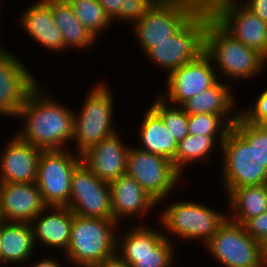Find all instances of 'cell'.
<instances>
[{
	"label": "cell",
	"instance_id": "cell-1",
	"mask_svg": "<svg viewBox=\"0 0 267 267\" xmlns=\"http://www.w3.org/2000/svg\"><path fill=\"white\" fill-rule=\"evenodd\" d=\"M39 85L30 92L17 115L23 127L15 134L42 150L69 149L73 141L74 111L42 91Z\"/></svg>",
	"mask_w": 267,
	"mask_h": 267
},
{
	"label": "cell",
	"instance_id": "cell-2",
	"mask_svg": "<svg viewBox=\"0 0 267 267\" xmlns=\"http://www.w3.org/2000/svg\"><path fill=\"white\" fill-rule=\"evenodd\" d=\"M221 182L227 196L242 186L267 184V168L256 155L255 124L240 115L220 146Z\"/></svg>",
	"mask_w": 267,
	"mask_h": 267
},
{
	"label": "cell",
	"instance_id": "cell-3",
	"mask_svg": "<svg viewBox=\"0 0 267 267\" xmlns=\"http://www.w3.org/2000/svg\"><path fill=\"white\" fill-rule=\"evenodd\" d=\"M219 77L247 81L263 74L267 59L228 33L213 17L205 30V50ZM217 65V66H216Z\"/></svg>",
	"mask_w": 267,
	"mask_h": 267
},
{
	"label": "cell",
	"instance_id": "cell-4",
	"mask_svg": "<svg viewBox=\"0 0 267 267\" xmlns=\"http://www.w3.org/2000/svg\"><path fill=\"white\" fill-rule=\"evenodd\" d=\"M118 230L119 224L113 219L74 214L65 262L73 267H93L114 255Z\"/></svg>",
	"mask_w": 267,
	"mask_h": 267
},
{
	"label": "cell",
	"instance_id": "cell-5",
	"mask_svg": "<svg viewBox=\"0 0 267 267\" xmlns=\"http://www.w3.org/2000/svg\"><path fill=\"white\" fill-rule=\"evenodd\" d=\"M165 208L158 215L165 237L172 241L174 237H180L182 241L200 240L202 246L210 241L228 218V213L192 200L173 201Z\"/></svg>",
	"mask_w": 267,
	"mask_h": 267
},
{
	"label": "cell",
	"instance_id": "cell-6",
	"mask_svg": "<svg viewBox=\"0 0 267 267\" xmlns=\"http://www.w3.org/2000/svg\"><path fill=\"white\" fill-rule=\"evenodd\" d=\"M210 9L200 8L168 40L154 44L146 53L148 61L167 76L181 66L197 59L205 50V30L212 18Z\"/></svg>",
	"mask_w": 267,
	"mask_h": 267
},
{
	"label": "cell",
	"instance_id": "cell-7",
	"mask_svg": "<svg viewBox=\"0 0 267 267\" xmlns=\"http://www.w3.org/2000/svg\"><path fill=\"white\" fill-rule=\"evenodd\" d=\"M109 89L104 80L97 82L87 92L79 113L74 112L73 141L77 154H83L93 145L119 132L113 123L116 107L114 95Z\"/></svg>",
	"mask_w": 267,
	"mask_h": 267
},
{
	"label": "cell",
	"instance_id": "cell-8",
	"mask_svg": "<svg viewBox=\"0 0 267 267\" xmlns=\"http://www.w3.org/2000/svg\"><path fill=\"white\" fill-rule=\"evenodd\" d=\"M199 9L189 0H157L146 15L132 25L139 49L145 54L154 44L168 40Z\"/></svg>",
	"mask_w": 267,
	"mask_h": 267
},
{
	"label": "cell",
	"instance_id": "cell-9",
	"mask_svg": "<svg viewBox=\"0 0 267 267\" xmlns=\"http://www.w3.org/2000/svg\"><path fill=\"white\" fill-rule=\"evenodd\" d=\"M204 247L222 267H267L262 243L254 240L244 225L228 218Z\"/></svg>",
	"mask_w": 267,
	"mask_h": 267
},
{
	"label": "cell",
	"instance_id": "cell-10",
	"mask_svg": "<svg viewBox=\"0 0 267 267\" xmlns=\"http://www.w3.org/2000/svg\"><path fill=\"white\" fill-rule=\"evenodd\" d=\"M72 149L42 150L38 162L36 184L47 206H67L70 200L71 177L82 162Z\"/></svg>",
	"mask_w": 267,
	"mask_h": 267
},
{
	"label": "cell",
	"instance_id": "cell-11",
	"mask_svg": "<svg viewBox=\"0 0 267 267\" xmlns=\"http://www.w3.org/2000/svg\"><path fill=\"white\" fill-rule=\"evenodd\" d=\"M126 173L158 203L170 196L179 180L183 179L172 161L135 146L129 147Z\"/></svg>",
	"mask_w": 267,
	"mask_h": 267
},
{
	"label": "cell",
	"instance_id": "cell-12",
	"mask_svg": "<svg viewBox=\"0 0 267 267\" xmlns=\"http://www.w3.org/2000/svg\"><path fill=\"white\" fill-rule=\"evenodd\" d=\"M213 18L235 39L255 49L267 59V23L240 0H215Z\"/></svg>",
	"mask_w": 267,
	"mask_h": 267
},
{
	"label": "cell",
	"instance_id": "cell-13",
	"mask_svg": "<svg viewBox=\"0 0 267 267\" xmlns=\"http://www.w3.org/2000/svg\"><path fill=\"white\" fill-rule=\"evenodd\" d=\"M68 207L73 214L84 217L113 219L111 190L81 162L72 173Z\"/></svg>",
	"mask_w": 267,
	"mask_h": 267
},
{
	"label": "cell",
	"instance_id": "cell-14",
	"mask_svg": "<svg viewBox=\"0 0 267 267\" xmlns=\"http://www.w3.org/2000/svg\"><path fill=\"white\" fill-rule=\"evenodd\" d=\"M213 65L211 58L202 53L197 59L166 76L165 90L159 96L170 105L182 106L219 80Z\"/></svg>",
	"mask_w": 267,
	"mask_h": 267
},
{
	"label": "cell",
	"instance_id": "cell-15",
	"mask_svg": "<svg viewBox=\"0 0 267 267\" xmlns=\"http://www.w3.org/2000/svg\"><path fill=\"white\" fill-rule=\"evenodd\" d=\"M39 84L36 76L12 51H0V117H16L30 92Z\"/></svg>",
	"mask_w": 267,
	"mask_h": 267
},
{
	"label": "cell",
	"instance_id": "cell-16",
	"mask_svg": "<svg viewBox=\"0 0 267 267\" xmlns=\"http://www.w3.org/2000/svg\"><path fill=\"white\" fill-rule=\"evenodd\" d=\"M113 220L118 224L140 217L146 218L159 203L127 173L109 183ZM135 216V217H134ZM146 216V217H145ZM122 219V220H121Z\"/></svg>",
	"mask_w": 267,
	"mask_h": 267
},
{
	"label": "cell",
	"instance_id": "cell-17",
	"mask_svg": "<svg viewBox=\"0 0 267 267\" xmlns=\"http://www.w3.org/2000/svg\"><path fill=\"white\" fill-rule=\"evenodd\" d=\"M10 138L0 153V183H35L42 149Z\"/></svg>",
	"mask_w": 267,
	"mask_h": 267
},
{
	"label": "cell",
	"instance_id": "cell-18",
	"mask_svg": "<svg viewBox=\"0 0 267 267\" xmlns=\"http://www.w3.org/2000/svg\"><path fill=\"white\" fill-rule=\"evenodd\" d=\"M46 207L36 183H0L3 221L30 223Z\"/></svg>",
	"mask_w": 267,
	"mask_h": 267
},
{
	"label": "cell",
	"instance_id": "cell-19",
	"mask_svg": "<svg viewBox=\"0 0 267 267\" xmlns=\"http://www.w3.org/2000/svg\"><path fill=\"white\" fill-rule=\"evenodd\" d=\"M118 132L81 154L82 162L105 182L119 178L127 171V156L130 145H124ZM123 142V143H122Z\"/></svg>",
	"mask_w": 267,
	"mask_h": 267
},
{
	"label": "cell",
	"instance_id": "cell-20",
	"mask_svg": "<svg viewBox=\"0 0 267 267\" xmlns=\"http://www.w3.org/2000/svg\"><path fill=\"white\" fill-rule=\"evenodd\" d=\"M73 216L68 207L47 206L30 222L35 246L44 245L47 249H59L65 253L70 241Z\"/></svg>",
	"mask_w": 267,
	"mask_h": 267
},
{
	"label": "cell",
	"instance_id": "cell-21",
	"mask_svg": "<svg viewBox=\"0 0 267 267\" xmlns=\"http://www.w3.org/2000/svg\"><path fill=\"white\" fill-rule=\"evenodd\" d=\"M20 26L36 43L53 53L66 51L61 31L54 23L50 0H38L20 15Z\"/></svg>",
	"mask_w": 267,
	"mask_h": 267
},
{
	"label": "cell",
	"instance_id": "cell-22",
	"mask_svg": "<svg viewBox=\"0 0 267 267\" xmlns=\"http://www.w3.org/2000/svg\"><path fill=\"white\" fill-rule=\"evenodd\" d=\"M221 81L219 79L207 90L187 100L181 107L188 115L206 113L221 115L232 126L239 116V110L235 108L238 102L234 91L231 90L232 85Z\"/></svg>",
	"mask_w": 267,
	"mask_h": 267
},
{
	"label": "cell",
	"instance_id": "cell-23",
	"mask_svg": "<svg viewBox=\"0 0 267 267\" xmlns=\"http://www.w3.org/2000/svg\"><path fill=\"white\" fill-rule=\"evenodd\" d=\"M0 246V267L28 265L36 249L30 223L2 221Z\"/></svg>",
	"mask_w": 267,
	"mask_h": 267
},
{
	"label": "cell",
	"instance_id": "cell-24",
	"mask_svg": "<svg viewBox=\"0 0 267 267\" xmlns=\"http://www.w3.org/2000/svg\"><path fill=\"white\" fill-rule=\"evenodd\" d=\"M138 139L141 142L137 148L162 156L173 161L178 143L167 131L162 118L151 108H147L140 126Z\"/></svg>",
	"mask_w": 267,
	"mask_h": 267
},
{
	"label": "cell",
	"instance_id": "cell-25",
	"mask_svg": "<svg viewBox=\"0 0 267 267\" xmlns=\"http://www.w3.org/2000/svg\"><path fill=\"white\" fill-rule=\"evenodd\" d=\"M228 219L244 225L249 219L267 211V184L242 186L226 196Z\"/></svg>",
	"mask_w": 267,
	"mask_h": 267
},
{
	"label": "cell",
	"instance_id": "cell-26",
	"mask_svg": "<svg viewBox=\"0 0 267 267\" xmlns=\"http://www.w3.org/2000/svg\"><path fill=\"white\" fill-rule=\"evenodd\" d=\"M50 8L67 50L88 49L98 40L81 24L66 0H50Z\"/></svg>",
	"mask_w": 267,
	"mask_h": 267
},
{
	"label": "cell",
	"instance_id": "cell-27",
	"mask_svg": "<svg viewBox=\"0 0 267 267\" xmlns=\"http://www.w3.org/2000/svg\"><path fill=\"white\" fill-rule=\"evenodd\" d=\"M226 136H205L188 134L177 147V152L172 161L174 168L183 175L184 169L195 162L210 161L212 152L220 148ZM218 146V147H217ZM199 161V162H198Z\"/></svg>",
	"mask_w": 267,
	"mask_h": 267
},
{
	"label": "cell",
	"instance_id": "cell-28",
	"mask_svg": "<svg viewBox=\"0 0 267 267\" xmlns=\"http://www.w3.org/2000/svg\"><path fill=\"white\" fill-rule=\"evenodd\" d=\"M135 224L129 226L130 230L122 233L123 235L120 233V229L118 230L117 253L119 255L148 254L165 238V233L154 229L153 226Z\"/></svg>",
	"mask_w": 267,
	"mask_h": 267
},
{
	"label": "cell",
	"instance_id": "cell-29",
	"mask_svg": "<svg viewBox=\"0 0 267 267\" xmlns=\"http://www.w3.org/2000/svg\"><path fill=\"white\" fill-rule=\"evenodd\" d=\"M77 19L97 39L114 24L98 0H66Z\"/></svg>",
	"mask_w": 267,
	"mask_h": 267
},
{
	"label": "cell",
	"instance_id": "cell-30",
	"mask_svg": "<svg viewBox=\"0 0 267 267\" xmlns=\"http://www.w3.org/2000/svg\"><path fill=\"white\" fill-rule=\"evenodd\" d=\"M150 107L162 118L167 131L177 143L189 134L188 114L181 106H169V103L158 95Z\"/></svg>",
	"mask_w": 267,
	"mask_h": 267
},
{
	"label": "cell",
	"instance_id": "cell-31",
	"mask_svg": "<svg viewBox=\"0 0 267 267\" xmlns=\"http://www.w3.org/2000/svg\"><path fill=\"white\" fill-rule=\"evenodd\" d=\"M173 241L165 237L154 249L144 255H120L131 267H172L176 259Z\"/></svg>",
	"mask_w": 267,
	"mask_h": 267
},
{
	"label": "cell",
	"instance_id": "cell-32",
	"mask_svg": "<svg viewBox=\"0 0 267 267\" xmlns=\"http://www.w3.org/2000/svg\"><path fill=\"white\" fill-rule=\"evenodd\" d=\"M191 135L226 136L232 126L221 116L214 114L188 115Z\"/></svg>",
	"mask_w": 267,
	"mask_h": 267
},
{
	"label": "cell",
	"instance_id": "cell-33",
	"mask_svg": "<svg viewBox=\"0 0 267 267\" xmlns=\"http://www.w3.org/2000/svg\"><path fill=\"white\" fill-rule=\"evenodd\" d=\"M257 97L254 104L239 111V115L248 123L267 126V89Z\"/></svg>",
	"mask_w": 267,
	"mask_h": 267
},
{
	"label": "cell",
	"instance_id": "cell-34",
	"mask_svg": "<svg viewBox=\"0 0 267 267\" xmlns=\"http://www.w3.org/2000/svg\"><path fill=\"white\" fill-rule=\"evenodd\" d=\"M157 0H127L125 8H120V21L130 22L133 25L140 21L147 11L154 5Z\"/></svg>",
	"mask_w": 267,
	"mask_h": 267
},
{
	"label": "cell",
	"instance_id": "cell-35",
	"mask_svg": "<svg viewBox=\"0 0 267 267\" xmlns=\"http://www.w3.org/2000/svg\"><path fill=\"white\" fill-rule=\"evenodd\" d=\"M244 227L254 240L263 243L267 239V211L249 219L244 224Z\"/></svg>",
	"mask_w": 267,
	"mask_h": 267
},
{
	"label": "cell",
	"instance_id": "cell-36",
	"mask_svg": "<svg viewBox=\"0 0 267 267\" xmlns=\"http://www.w3.org/2000/svg\"><path fill=\"white\" fill-rule=\"evenodd\" d=\"M255 148L259 161L267 168V126L255 124Z\"/></svg>",
	"mask_w": 267,
	"mask_h": 267
},
{
	"label": "cell",
	"instance_id": "cell-37",
	"mask_svg": "<svg viewBox=\"0 0 267 267\" xmlns=\"http://www.w3.org/2000/svg\"><path fill=\"white\" fill-rule=\"evenodd\" d=\"M112 22L120 21V8H125L127 0H98Z\"/></svg>",
	"mask_w": 267,
	"mask_h": 267
},
{
	"label": "cell",
	"instance_id": "cell-38",
	"mask_svg": "<svg viewBox=\"0 0 267 267\" xmlns=\"http://www.w3.org/2000/svg\"><path fill=\"white\" fill-rule=\"evenodd\" d=\"M256 16L267 23V0H240Z\"/></svg>",
	"mask_w": 267,
	"mask_h": 267
},
{
	"label": "cell",
	"instance_id": "cell-39",
	"mask_svg": "<svg viewBox=\"0 0 267 267\" xmlns=\"http://www.w3.org/2000/svg\"><path fill=\"white\" fill-rule=\"evenodd\" d=\"M93 267H131L118 253L105 258Z\"/></svg>",
	"mask_w": 267,
	"mask_h": 267
},
{
	"label": "cell",
	"instance_id": "cell-40",
	"mask_svg": "<svg viewBox=\"0 0 267 267\" xmlns=\"http://www.w3.org/2000/svg\"><path fill=\"white\" fill-rule=\"evenodd\" d=\"M62 267V262L60 263L59 260L57 258H52L49 257V255L47 257H42L41 260H36V262L34 261L33 264L28 265V267ZM64 267V266H63Z\"/></svg>",
	"mask_w": 267,
	"mask_h": 267
},
{
	"label": "cell",
	"instance_id": "cell-41",
	"mask_svg": "<svg viewBox=\"0 0 267 267\" xmlns=\"http://www.w3.org/2000/svg\"><path fill=\"white\" fill-rule=\"evenodd\" d=\"M196 3L200 8L209 9L215 0H189Z\"/></svg>",
	"mask_w": 267,
	"mask_h": 267
},
{
	"label": "cell",
	"instance_id": "cell-42",
	"mask_svg": "<svg viewBox=\"0 0 267 267\" xmlns=\"http://www.w3.org/2000/svg\"><path fill=\"white\" fill-rule=\"evenodd\" d=\"M262 249H263V259L267 266V239L262 243Z\"/></svg>",
	"mask_w": 267,
	"mask_h": 267
},
{
	"label": "cell",
	"instance_id": "cell-43",
	"mask_svg": "<svg viewBox=\"0 0 267 267\" xmlns=\"http://www.w3.org/2000/svg\"><path fill=\"white\" fill-rule=\"evenodd\" d=\"M0 7H1V5H0ZM1 9V8H0ZM0 12H1V10H0ZM0 15H1V13H0ZM1 18V17H0ZM1 28V27H0ZM1 37V36H0ZM1 39V38H0ZM1 41V40H0ZM0 48H6V46H1V42H0Z\"/></svg>",
	"mask_w": 267,
	"mask_h": 267
},
{
	"label": "cell",
	"instance_id": "cell-44",
	"mask_svg": "<svg viewBox=\"0 0 267 267\" xmlns=\"http://www.w3.org/2000/svg\"><path fill=\"white\" fill-rule=\"evenodd\" d=\"M0 244H1V223H0ZM1 249V246H0Z\"/></svg>",
	"mask_w": 267,
	"mask_h": 267
},
{
	"label": "cell",
	"instance_id": "cell-45",
	"mask_svg": "<svg viewBox=\"0 0 267 267\" xmlns=\"http://www.w3.org/2000/svg\"><path fill=\"white\" fill-rule=\"evenodd\" d=\"M3 221L2 216H1V211H0V223Z\"/></svg>",
	"mask_w": 267,
	"mask_h": 267
}]
</instances>
